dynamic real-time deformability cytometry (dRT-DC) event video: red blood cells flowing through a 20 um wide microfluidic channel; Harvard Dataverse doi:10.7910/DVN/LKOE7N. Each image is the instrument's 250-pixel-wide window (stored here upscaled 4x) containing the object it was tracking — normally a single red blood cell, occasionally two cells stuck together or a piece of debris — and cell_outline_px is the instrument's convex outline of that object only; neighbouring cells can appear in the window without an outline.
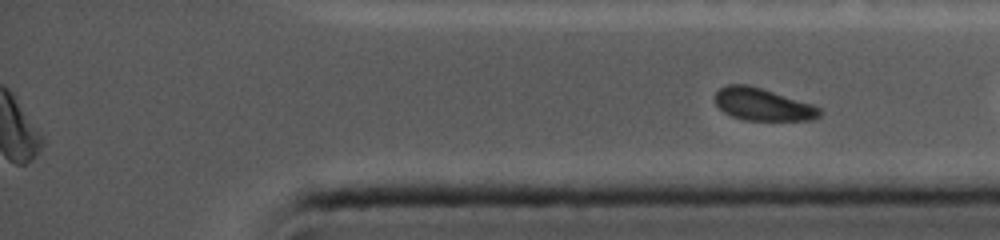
{"species": "common noctule bat (a hibernating species)", "species_latin": "Nyctalus noctula", "temperature_condition": "cold", "stored_images_in_passage": 17, "segment_of_instrument_passage": [2, 2], "camera_frame_rate_fps": 5000, "um_per_image_px": 0.085, "animal": {"sex": "female", "body_mass_g": 19.0, "forearm_length_mm": 56.7}, "frame": {"image": 1, "passage_image": 17, "time_ms": 10.2, "image_size_px": [1000, 240], "cell_outline_px": [[824, 112], [820, 116], [812, 120], [744, 120], [732, 116], [724, 112], [716, 104], [716, 92], [720, 88], [728, 84], [748, 84], [812, 104], [820, 108]], "centroid_in_image_um": [64.85, 8.88], "position_along_channel_um": 370.3, "area_um2": 19.65}}